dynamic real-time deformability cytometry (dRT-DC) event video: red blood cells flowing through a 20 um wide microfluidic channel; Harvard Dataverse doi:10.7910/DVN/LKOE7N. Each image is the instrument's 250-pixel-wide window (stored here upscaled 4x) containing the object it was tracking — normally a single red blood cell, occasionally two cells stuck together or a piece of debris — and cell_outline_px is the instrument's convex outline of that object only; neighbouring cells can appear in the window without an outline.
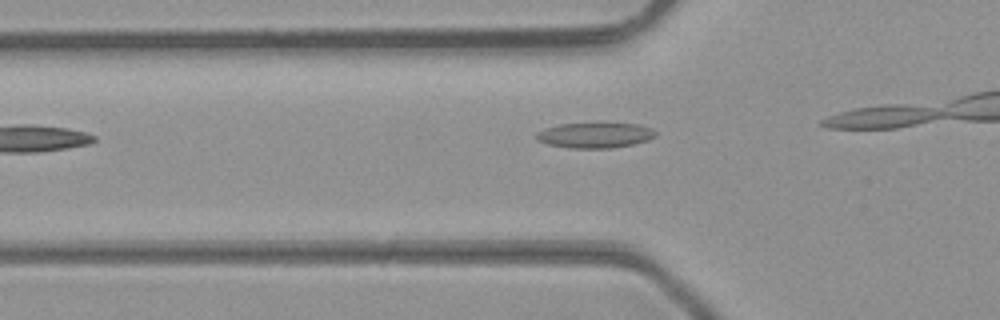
{"species": "common noctule bat (a hibernating species)", "species_latin": "Nyctalus noctula", "temperature_condition": "room temperature", "stored_images_in_passage": 8, "camera_frame_rate_fps": 3000, "um_per_image_px": 0.085, "animal": {"sex": "male", "body_mass_g": 23.1, "forearm_length_mm": 52.7}, "frame": {"image": 1, "passage_image": 4, "time_ms": 1.0, "image_size_px": [1000, 320], "cell_outline_px": [[656, 136], [648, 140], [632, 144], [612, 148], [572, 148], [548, 144], [536, 140], [536, 132], [544, 128], [560, 124], [600, 120], [604, 120], [636, 124], [652, 128], [656, 132]], "centroid_in_image_um": [50.58, 11.43], "position_along_channel_um": 75.2, "area_um2": 18.55}}
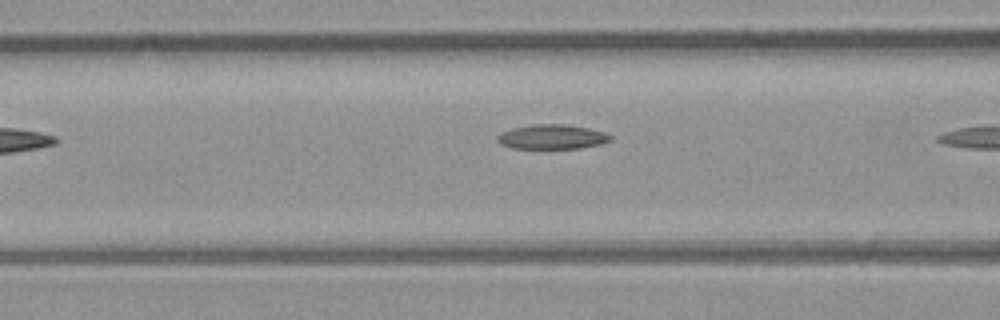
{"frame": {"image": 2, "passage_image": 7, "time_ms": 2.0, "image_size_px": [1000, 320], "cell_outline_px": [[612, 140], [600, 144], [580, 148], [512, 148], [500, 144], [496, 140], [496, 136], [500, 132], [512, 128], [536, 124], [564, 124], [588, 128], [604, 132], [612, 136]], "centroid_in_image_um": [46.89, 11.63], "position_along_channel_um": 119.7, "area_um2": 16.18}}